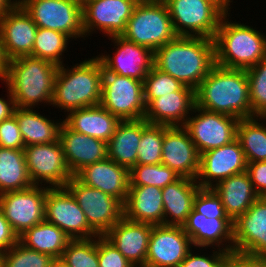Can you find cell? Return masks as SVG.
I'll list each match as a JSON object with an SVG mask.
<instances>
[{"instance_id":"8","label":"cell","mask_w":266,"mask_h":267,"mask_svg":"<svg viewBox=\"0 0 266 267\" xmlns=\"http://www.w3.org/2000/svg\"><path fill=\"white\" fill-rule=\"evenodd\" d=\"M168 8L177 36L214 39L225 15L208 0H163Z\"/></svg>"},{"instance_id":"55","label":"cell","mask_w":266,"mask_h":267,"mask_svg":"<svg viewBox=\"0 0 266 267\" xmlns=\"http://www.w3.org/2000/svg\"><path fill=\"white\" fill-rule=\"evenodd\" d=\"M259 197H260L263 201L266 202V190L263 191V192L259 195Z\"/></svg>"},{"instance_id":"46","label":"cell","mask_w":266,"mask_h":267,"mask_svg":"<svg viewBox=\"0 0 266 267\" xmlns=\"http://www.w3.org/2000/svg\"><path fill=\"white\" fill-rule=\"evenodd\" d=\"M0 147L12 149L25 148L19 125L14 115L0 122Z\"/></svg>"},{"instance_id":"50","label":"cell","mask_w":266,"mask_h":267,"mask_svg":"<svg viewBox=\"0 0 266 267\" xmlns=\"http://www.w3.org/2000/svg\"><path fill=\"white\" fill-rule=\"evenodd\" d=\"M264 264L261 261L231 255L221 267H262Z\"/></svg>"},{"instance_id":"7","label":"cell","mask_w":266,"mask_h":267,"mask_svg":"<svg viewBox=\"0 0 266 267\" xmlns=\"http://www.w3.org/2000/svg\"><path fill=\"white\" fill-rule=\"evenodd\" d=\"M38 28L60 31L75 41L85 38L81 0H19Z\"/></svg>"},{"instance_id":"40","label":"cell","mask_w":266,"mask_h":267,"mask_svg":"<svg viewBox=\"0 0 266 267\" xmlns=\"http://www.w3.org/2000/svg\"><path fill=\"white\" fill-rule=\"evenodd\" d=\"M163 125L149 124L143 131L136 164H160L162 160Z\"/></svg>"},{"instance_id":"5","label":"cell","mask_w":266,"mask_h":267,"mask_svg":"<svg viewBox=\"0 0 266 267\" xmlns=\"http://www.w3.org/2000/svg\"><path fill=\"white\" fill-rule=\"evenodd\" d=\"M229 16L222 17L214 38L215 64L247 70L266 58V34Z\"/></svg>"},{"instance_id":"44","label":"cell","mask_w":266,"mask_h":267,"mask_svg":"<svg viewBox=\"0 0 266 267\" xmlns=\"http://www.w3.org/2000/svg\"><path fill=\"white\" fill-rule=\"evenodd\" d=\"M99 267H134L104 236H98Z\"/></svg>"},{"instance_id":"20","label":"cell","mask_w":266,"mask_h":267,"mask_svg":"<svg viewBox=\"0 0 266 267\" xmlns=\"http://www.w3.org/2000/svg\"><path fill=\"white\" fill-rule=\"evenodd\" d=\"M161 163L180 177L196 180L200 168V154L183 126L163 125Z\"/></svg>"},{"instance_id":"17","label":"cell","mask_w":266,"mask_h":267,"mask_svg":"<svg viewBox=\"0 0 266 267\" xmlns=\"http://www.w3.org/2000/svg\"><path fill=\"white\" fill-rule=\"evenodd\" d=\"M115 53L96 55L103 71L143 81L154 66V52L145 46L127 41L122 36L108 37ZM107 53V54H106Z\"/></svg>"},{"instance_id":"11","label":"cell","mask_w":266,"mask_h":267,"mask_svg":"<svg viewBox=\"0 0 266 267\" xmlns=\"http://www.w3.org/2000/svg\"><path fill=\"white\" fill-rule=\"evenodd\" d=\"M239 119L195 105L184 124L199 154L230 144L237 137Z\"/></svg>"},{"instance_id":"45","label":"cell","mask_w":266,"mask_h":267,"mask_svg":"<svg viewBox=\"0 0 266 267\" xmlns=\"http://www.w3.org/2000/svg\"><path fill=\"white\" fill-rule=\"evenodd\" d=\"M211 253L213 254H203L194 253L191 250L181 262L179 267H221L224 262L231 256L229 252L221 249L212 248ZM193 251V252H192Z\"/></svg>"},{"instance_id":"18","label":"cell","mask_w":266,"mask_h":267,"mask_svg":"<svg viewBox=\"0 0 266 267\" xmlns=\"http://www.w3.org/2000/svg\"><path fill=\"white\" fill-rule=\"evenodd\" d=\"M193 247L182 226L153 225L145 267H179Z\"/></svg>"},{"instance_id":"15","label":"cell","mask_w":266,"mask_h":267,"mask_svg":"<svg viewBox=\"0 0 266 267\" xmlns=\"http://www.w3.org/2000/svg\"><path fill=\"white\" fill-rule=\"evenodd\" d=\"M46 194V186L32 185L0 195V210L18 236L45 220Z\"/></svg>"},{"instance_id":"26","label":"cell","mask_w":266,"mask_h":267,"mask_svg":"<svg viewBox=\"0 0 266 267\" xmlns=\"http://www.w3.org/2000/svg\"><path fill=\"white\" fill-rule=\"evenodd\" d=\"M195 105V90L184 85L177 92L154 99L146 107L144 119L155 125L184 126Z\"/></svg>"},{"instance_id":"24","label":"cell","mask_w":266,"mask_h":267,"mask_svg":"<svg viewBox=\"0 0 266 267\" xmlns=\"http://www.w3.org/2000/svg\"><path fill=\"white\" fill-rule=\"evenodd\" d=\"M66 165L75 176L85 166L108 157L107 143L70 129L64 122L59 130Z\"/></svg>"},{"instance_id":"52","label":"cell","mask_w":266,"mask_h":267,"mask_svg":"<svg viewBox=\"0 0 266 267\" xmlns=\"http://www.w3.org/2000/svg\"><path fill=\"white\" fill-rule=\"evenodd\" d=\"M8 62L9 60L6 58V55L4 53L3 43L0 34V80H2L6 75L8 69Z\"/></svg>"},{"instance_id":"37","label":"cell","mask_w":266,"mask_h":267,"mask_svg":"<svg viewBox=\"0 0 266 267\" xmlns=\"http://www.w3.org/2000/svg\"><path fill=\"white\" fill-rule=\"evenodd\" d=\"M129 186L154 185L164 188L180 176L168 166L160 164H136L129 170Z\"/></svg>"},{"instance_id":"56","label":"cell","mask_w":266,"mask_h":267,"mask_svg":"<svg viewBox=\"0 0 266 267\" xmlns=\"http://www.w3.org/2000/svg\"><path fill=\"white\" fill-rule=\"evenodd\" d=\"M0 267H3V253H0Z\"/></svg>"},{"instance_id":"29","label":"cell","mask_w":266,"mask_h":267,"mask_svg":"<svg viewBox=\"0 0 266 267\" xmlns=\"http://www.w3.org/2000/svg\"><path fill=\"white\" fill-rule=\"evenodd\" d=\"M212 189L220 197L225 213L232 221L259 198L247 171L220 181Z\"/></svg>"},{"instance_id":"13","label":"cell","mask_w":266,"mask_h":267,"mask_svg":"<svg viewBox=\"0 0 266 267\" xmlns=\"http://www.w3.org/2000/svg\"><path fill=\"white\" fill-rule=\"evenodd\" d=\"M233 255L266 263V202L260 197L233 221Z\"/></svg>"},{"instance_id":"2","label":"cell","mask_w":266,"mask_h":267,"mask_svg":"<svg viewBox=\"0 0 266 267\" xmlns=\"http://www.w3.org/2000/svg\"><path fill=\"white\" fill-rule=\"evenodd\" d=\"M196 106L237 119L252 118L246 70L215 64L195 90Z\"/></svg>"},{"instance_id":"21","label":"cell","mask_w":266,"mask_h":267,"mask_svg":"<svg viewBox=\"0 0 266 267\" xmlns=\"http://www.w3.org/2000/svg\"><path fill=\"white\" fill-rule=\"evenodd\" d=\"M182 227L194 249L216 247L233 255V221L230 218H209L192 209Z\"/></svg>"},{"instance_id":"38","label":"cell","mask_w":266,"mask_h":267,"mask_svg":"<svg viewBox=\"0 0 266 267\" xmlns=\"http://www.w3.org/2000/svg\"><path fill=\"white\" fill-rule=\"evenodd\" d=\"M61 259L69 267H99L98 236L90 239H72Z\"/></svg>"},{"instance_id":"35","label":"cell","mask_w":266,"mask_h":267,"mask_svg":"<svg viewBox=\"0 0 266 267\" xmlns=\"http://www.w3.org/2000/svg\"><path fill=\"white\" fill-rule=\"evenodd\" d=\"M265 121V117H252L239 120L236 139L244 151L247 163L266 161Z\"/></svg>"},{"instance_id":"1","label":"cell","mask_w":266,"mask_h":267,"mask_svg":"<svg viewBox=\"0 0 266 267\" xmlns=\"http://www.w3.org/2000/svg\"><path fill=\"white\" fill-rule=\"evenodd\" d=\"M215 65L214 39L176 36L154 52V66L196 90Z\"/></svg>"},{"instance_id":"42","label":"cell","mask_w":266,"mask_h":267,"mask_svg":"<svg viewBox=\"0 0 266 267\" xmlns=\"http://www.w3.org/2000/svg\"><path fill=\"white\" fill-rule=\"evenodd\" d=\"M54 258L27 248L19 241L3 253V267H50Z\"/></svg>"},{"instance_id":"47","label":"cell","mask_w":266,"mask_h":267,"mask_svg":"<svg viewBox=\"0 0 266 267\" xmlns=\"http://www.w3.org/2000/svg\"><path fill=\"white\" fill-rule=\"evenodd\" d=\"M255 191L260 195L266 190V161L247 163V170Z\"/></svg>"},{"instance_id":"54","label":"cell","mask_w":266,"mask_h":267,"mask_svg":"<svg viewBox=\"0 0 266 267\" xmlns=\"http://www.w3.org/2000/svg\"><path fill=\"white\" fill-rule=\"evenodd\" d=\"M50 267H69L61 258H56L52 261Z\"/></svg>"},{"instance_id":"33","label":"cell","mask_w":266,"mask_h":267,"mask_svg":"<svg viewBox=\"0 0 266 267\" xmlns=\"http://www.w3.org/2000/svg\"><path fill=\"white\" fill-rule=\"evenodd\" d=\"M72 240L63 230L47 222L38 223L18 236V241L27 248L61 258L68 243Z\"/></svg>"},{"instance_id":"10","label":"cell","mask_w":266,"mask_h":267,"mask_svg":"<svg viewBox=\"0 0 266 267\" xmlns=\"http://www.w3.org/2000/svg\"><path fill=\"white\" fill-rule=\"evenodd\" d=\"M85 213L90 228L104 236L123 216V204L113 196L84 185L73 176L65 186Z\"/></svg>"},{"instance_id":"19","label":"cell","mask_w":266,"mask_h":267,"mask_svg":"<svg viewBox=\"0 0 266 267\" xmlns=\"http://www.w3.org/2000/svg\"><path fill=\"white\" fill-rule=\"evenodd\" d=\"M246 170L244 151L236 139L230 144L200 154L196 182L201 188H213L220 181Z\"/></svg>"},{"instance_id":"30","label":"cell","mask_w":266,"mask_h":267,"mask_svg":"<svg viewBox=\"0 0 266 267\" xmlns=\"http://www.w3.org/2000/svg\"><path fill=\"white\" fill-rule=\"evenodd\" d=\"M200 188L195 179L186 177L162 188L164 225L182 226L186 222Z\"/></svg>"},{"instance_id":"43","label":"cell","mask_w":266,"mask_h":267,"mask_svg":"<svg viewBox=\"0 0 266 267\" xmlns=\"http://www.w3.org/2000/svg\"><path fill=\"white\" fill-rule=\"evenodd\" d=\"M193 209L209 218H229L220 197L212 188H200L193 201Z\"/></svg>"},{"instance_id":"51","label":"cell","mask_w":266,"mask_h":267,"mask_svg":"<svg viewBox=\"0 0 266 267\" xmlns=\"http://www.w3.org/2000/svg\"><path fill=\"white\" fill-rule=\"evenodd\" d=\"M18 3L19 0H0V20L3 19Z\"/></svg>"},{"instance_id":"25","label":"cell","mask_w":266,"mask_h":267,"mask_svg":"<svg viewBox=\"0 0 266 267\" xmlns=\"http://www.w3.org/2000/svg\"><path fill=\"white\" fill-rule=\"evenodd\" d=\"M75 177L84 185L100 189L125 204L129 191V170L110 158L81 169Z\"/></svg>"},{"instance_id":"16","label":"cell","mask_w":266,"mask_h":267,"mask_svg":"<svg viewBox=\"0 0 266 267\" xmlns=\"http://www.w3.org/2000/svg\"><path fill=\"white\" fill-rule=\"evenodd\" d=\"M45 220L63 230L72 239L98 236L88 225L85 213L66 187H47Z\"/></svg>"},{"instance_id":"49","label":"cell","mask_w":266,"mask_h":267,"mask_svg":"<svg viewBox=\"0 0 266 267\" xmlns=\"http://www.w3.org/2000/svg\"><path fill=\"white\" fill-rule=\"evenodd\" d=\"M6 88H7L6 91L7 98L5 99L4 97H0V122L2 120L10 118L13 115L14 110L16 108L14 98L7 85Z\"/></svg>"},{"instance_id":"3","label":"cell","mask_w":266,"mask_h":267,"mask_svg":"<svg viewBox=\"0 0 266 267\" xmlns=\"http://www.w3.org/2000/svg\"><path fill=\"white\" fill-rule=\"evenodd\" d=\"M103 83V66L96 57L58 67L51 105L67 115L70 111L100 105Z\"/></svg>"},{"instance_id":"22","label":"cell","mask_w":266,"mask_h":267,"mask_svg":"<svg viewBox=\"0 0 266 267\" xmlns=\"http://www.w3.org/2000/svg\"><path fill=\"white\" fill-rule=\"evenodd\" d=\"M38 27L18 3L0 20V34L8 60L32 54Z\"/></svg>"},{"instance_id":"32","label":"cell","mask_w":266,"mask_h":267,"mask_svg":"<svg viewBox=\"0 0 266 267\" xmlns=\"http://www.w3.org/2000/svg\"><path fill=\"white\" fill-rule=\"evenodd\" d=\"M35 109L16 107L13 113L18 122L25 146L58 141L59 130L63 120H51V117L49 118L45 114L43 116L40 112L37 113V109Z\"/></svg>"},{"instance_id":"34","label":"cell","mask_w":266,"mask_h":267,"mask_svg":"<svg viewBox=\"0 0 266 267\" xmlns=\"http://www.w3.org/2000/svg\"><path fill=\"white\" fill-rule=\"evenodd\" d=\"M32 185L24 150L0 147V195Z\"/></svg>"},{"instance_id":"39","label":"cell","mask_w":266,"mask_h":267,"mask_svg":"<svg viewBox=\"0 0 266 267\" xmlns=\"http://www.w3.org/2000/svg\"><path fill=\"white\" fill-rule=\"evenodd\" d=\"M252 117L266 116V58L246 70Z\"/></svg>"},{"instance_id":"12","label":"cell","mask_w":266,"mask_h":267,"mask_svg":"<svg viewBox=\"0 0 266 267\" xmlns=\"http://www.w3.org/2000/svg\"><path fill=\"white\" fill-rule=\"evenodd\" d=\"M24 154L33 185L65 187L73 177L68 169L60 140L25 146Z\"/></svg>"},{"instance_id":"28","label":"cell","mask_w":266,"mask_h":267,"mask_svg":"<svg viewBox=\"0 0 266 267\" xmlns=\"http://www.w3.org/2000/svg\"><path fill=\"white\" fill-rule=\"evenodd\" d=\"M63 122L73 131L102 140L113 136L121 120L101 105L70 111Z\"/></svg>"},{"instance_id":"36","label":"cell","mask_w":266,"mask_h":267,"mask_svg":"<svg viewBox=\"0 0 266 267\" xmlns=\"http://www.w3.org/2000/svg\"><path fill=\"white\" fill-rule=\"evenodd\" d=\"M71 41L73 40L68 35L60 31L38 28L30 56L46 60L59 67L65 64L63 63L64 53L68 52V44Z\"/></svg>"},{"instance_id":"4","label":"cell","mask_w":266,"mask_h":267,"mask_svg":"<svg viewBox=\"0 0 266 267\" xmlns=\"http://www.w3.org/2000/svg\"><path fill=\"white\" fill-rule=\"evenodd\" d=\"M58 66L32 56L9 60L2 83L8 86L17 108L51 106ZM41 103V104H40Z\"/></svg>"},{"instance_id":"53","label":"cell","mask_w":266,"mask_h":267,"mask_svg":"<svg viewBox=\"0 0 266 267\" xmlns=\"http://www.w3.org/2000/svg\"><path fill=\"white\" fill-rule=\"evenodd\" d=\"M216 5L224 14H230L231 11V3L233 4V0H208Z\"/></svg>"},{"instance_id":"9","label":"cell","mask_w":266,"mask_h":267,"mask_svg":"<svg viewBox=\"0 0 266 267\" xmlns=\"http://www.w3.org/2000/svg\"><path fill=\"white\" fill-rule=\"evenodd\" d=\"M100 105L121 121L144 119L143 81L103 71Z\"/></svg>"},{"instance_id":"48","label":"cell","mask_w":266,"mask_h":267,"mask_svg":"<svg viewBox=\"0 0 266 267\" xmlns=\"http://www.w3.org/2000/svg\"><path fill=\"white\" fill-rule=\"evenodd\" d=\"M18 242V235L0 210V253H5Z\"/></svg>"},{"instance_id":"41","label":"cell","mask_w":266,"mask_h":267,"mask_svg":"<svg viewBox=\"0 0 266 267\" xmlns=\"http://www.w3.org/2000/svg\"><path fill=\"white\" fill-rule=\"evenodd\" d=\"M184 85L171 75L155 66L143 80L144 102L146 107L156 98L179 91Z\"/></svg>"},{"instance_id":"31","label":"cell","mask_w":266,"mask_h":267,"mask_svg":"<svg viewBox=\"0 0 266 267\" xmlns=\"http://www.w3.org/2000/svg\"><path fill=\"white\" fill-rule=\"evenodd\" d=\"M149 124L145 119L121 121L107 143L108 158L130 170L136 165L142 131Z\"/></svg>"},{"instance_id":"6","label":"cell","mask_w":266,"mask_h":267,"mask_svg":"<svg viewBox=\"0 0 266 267\" xmlns=\"http://www.w3.org/2000/svg\"><path fill=\"white\" fill-rule=\"evenodd\" d=\"M121 36L127 41L145 46L155 52L177 35L163 0H140Z\"/></svg>"},{"instance_id":"14","label":"cell","mask_w":266,"mask_h":267,"mask_svg":"<svg viewBox=\"0 0 266 267\" xmlns=\"http://www.w3.org/2000/svg\"><path fill=\"white\" fill-rule=\"evenodd\" d=\"M85 37L102 32L105 36H121L126 23L140 0H81ZM97 30V31H96Z\"/></svg>"},{"instance_id":"23","label":"cell","mask_w":266,"mask_h":267,"mask_svg":"<svg viewBox=\"0 0 266 267\" xmlns=\"http://www.w3.org/2000/svg\"><path fill=\"white\" fill-rule=\"evenodd\" d=\"M152 228L123 216L104 237L134 266H145Z\"/></svg>"},{"instance_id":"27","label":"cell","mask_w":266,"mask_h":267,"mask_svg":"<svg viewBox=\"0 0 266 267\" xmlns=\"http://www.w3.org/2000/svg\"><path fill=\"white\" fill-rule=\"evenodd\" d=\"M124 216L136 222L164 225L162 189L154 185L129 186Z\"/></svg>"}]
</instances>
